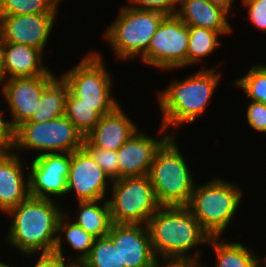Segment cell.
<instances>
[{"label":"cell","mask_w":266,"mask_h":267,"mask_svg":"<svg viewBox=\"0 0 266 267\" xmlns=\"http://www.w3.org/2000/svg\"><path fill=\"white\" fill-rule=\"evenodd\" d=\"M64 210L65 207L58 201L29 195L5 214L12 220L4 237V241L7 240L5 243L21 255L53 253L58 221Z\"/></svg>","instance_id":"1"},{"label":"cell","mask_w":266,"mask_h":267,"mask_svg":"<svg viewBox=\"0 0 266 267\" xmlns=\"http://www.w3.org/2000/svg\"><path fill=\"white\" fill-rule=\"evenodd\" d=\"M218 66L220 65L216 64L211 68L203 66L186 78L173 79L169 86L157 90L161 125L166 130L172 128L176 131L181 125L195 123L206 112L222 78V73L217 70Z\"/></svg>","instance_id":"2"},{"label":"cell","mask_w":266,"mask_h":267,"mask_svg":"<svg viewBox=\"0 0 266 267\" xmlns=\"http://www.w3.org/2000/svg\"><path fill=\"white\" fill-rule=\"evenodd\" d=\"M147 228L153 252L161 258L201 261L202 251L198 248L207 245L210 238L186 206H161L149 219Z\"/></svg>","instance_id":"3"},{"label":"cell","mask_w":266,"mask_h":267,"mask_svg":"<svg viewBox=\"0 0 266 267\" xmlns=\"http://www.w3.org/2000/svg\"><path fill=\"white\" fill-rule=\"evenodd\" d=\"M238 185L219 176L206 183L195 184L186 207L210 237H222L223 232L232 225L243 202L244 190Z\"/></svg>","instance_id":"4"},{"label":"cell","mask_w":266,"mask_h":267,"mask_svg":"<svg viewBox=\"0 0 266 267\" xmlns=\"http://www.w3.org/2000/svg\"><path fill=\"white\" fill-rule=\"evenodd\" d=\"M116 15L103 32V40L109 43L116 60L125 62L139 57L148 67V46L166 14L124 5Z\"/></svg>","instance_id":"5"},{"label":"cell","mask_w":266,"mask_h":267,"mask_svg":"<svg viewBox=\"0 0 266 267\" xmlns=\"http://www.w3.org/2000/svg\"><path fill=\"white\" fill-rule=\"evenodd\" d=\"M175 138L173 133L156 151L149 172L160 206H187L196 184L193 170Z\"/></svg>","instance_id":"6"},{"label":"cell","mask_w":266,"mask_h":267,"mask_svg":"<svg viewBox=\"0 0 266 267\" xmlns=\"http://www.w3.org/2000/svg\"><path fill=\"white\" fill-rule=\"evenodd\" d=\"M83 142V135L65 115L45 122H24L13 131V151L18 155L20 151H36L35 156L71 153L82 148Z\"/></svg>","instance_id":"7"},{"label":"cell","mask_w":266,"mask_h":267,"mask_svg":"<svg viewBox=\"0 0 266 267\" xmlns=\"http://www.w3.org/2000/svg\"><path fill=\"white\" fill-rule=\"evenodd\" d=\"M103 56L100 51L91 49L77 65L62 74L70 84V91L82 103L96 106L101 116L113 112L120 105L113 96V80Z\"/></svg>","instance_id":"8"},{"label":"cell","mask_w":266,"mask_h":267,"mask_svg":"<svg viewBox=\"0 0 266 267\" xmlns=\"http://www.w3.org/2000/svg\"><path fill=\"white\" fill-rule=\"evenodd\" d=\"M110 188L112 196H107V202L115 224L147 225L161 207L149 175L117 179L112 181Z\"/></svg>","instance_id":"9"},{"label":"cell","mask_w":266,"mask_h":267,"mask_svg":"<svg viewBox=\"0 0 266 267\" xmlns=\"http://www.w3.org/2000/svg\"><path fill=\"white\" fill-rule=\"evenodd\" d=\"M189 27L176 15H166L148 46V66L172 72L186 67Z\"/></svg>","instance_id":"10"},{"label":"cell","mask_w":266,"mask_h":267,"mask_svg":"<svg viewBox=\"0 0 266 267\" xmlns=\"http://www.w3.org/2000/svg\"><path fill=\"white\" fill-rule=\"evenodd\" d=\"M111 183L112 180L83 147L70 153L66 198L74 194L77 201L107 199Z\"/></svg>","instance_id":"11"},{"label":"cell","mask_w":266,"mask_h":267,"mask_svg":"<svg viewBox=\"0 0 266 267\" xmlns=\"http://www.w3.org/2000/svg\"><path fill=\"white\" fill-rule=\"evenodd\" d=\"M30 162V196L49 200L66 197L70 153L43 154Z\"/></svg>","instance_id":"12"},{"label":"cell","mask_w":266,"mask_h":267,"mask_svg":"<svg viewBox=\"0 0 266 267\" xmlns=\"http://www.w3.org/2000/svg\"><path fill=\"white\" fill-rule=\"evenodd\" d=\"M58 13L0 15L2 42L19 43L45 54Z\"/></svg>","instance_id":"13"},{"label":"cell","mask_w":266,"mask_h":267,"mask_svg":"<svg viewBox=\"0 0 266 267\" xmlns=\"http://www.w3.org/2000/svg\"><path fill=\"white\" fill-rule=\"evenodd\" d=\"M50 69L45 75L35 77H16L7 79L0 92L5 98L13 131L31 119L47 82L55 75Z\"/></svg>","instance_id":"14"},{"label":"cell","mask_w":266,"mask_h":267,"mask_svg":"<svg viewBox=\"0 0 266 267\" xmlns=\"http://www.w3.org/2000/svg\"><path fill=\"white\" fill-rule=\"evenodd\" d=\"M141 131V132H140ZM160 138L138 129L118 150L119 179L149 175L156 151L172 135L160 125Z\"/></svg>","instance_id":"15"},{"label":"cell","mask_w":266,"mask_h":267,"mask_svg":"<svg viewBox=\"0 0 266 267\" xmlns=\"http://www.w3.org/2000/svg\"><path fill=\"white\" fill-rule=\"evenodd\" d=\"M108 236L119 251L121 265L125 267H152L156 256L150 234L144 224L113 223Z\"/></svg>","instance_id":"16"},{"label":"cell","mask_w":266,"mask_h":267,"mask_svg":"<svg viewBox=\"0 0 266 267\" xmlns=\"http://www.w3.org/2000/svg\"><path fill=\"white\" fill-rule=\"evenodd\" d=\"M121 104L111 113L103 115L97 125L84 137L83 148H102L117 151L139 127Z\"/></svg>","instance_id":"17"},{"label":"cell","mask_w":266,"mask_h":267,"mask_svg":"<svg viewBox=\"0 0 266 267\" xmlns=\"http://www.w3.org/2000/svg\"><path fill=\"white\" fill-rule=\"evenodd\" d=\"M21 157L13 150L0 154V212L5 215L29 194V174Z\"/></svg>","instance_id":"18"},{"label":"cell","mask_w":266,"mask_h":267,"mask_svg":"<svg viewBox=\"0 0 266 267\" xmlns=\"http://www.w3.org/2000/svg\"><path fill=\"white\" fill-rule=\"evenodd\" d=\"M176 15L187 26H195L231 35L234 26L229 23V13L207 0H179Z\"/></svg>","instance_id":"19"},{"label":"cell","mask_w":266,"mask_h":267,"mask_svg":"<svg viewBox=\"0 0 266 267\" xmlns=\"http://www.w3.org/2000/svg\"><path fill=\"white\" fill-rule=\"evenodd\" d=\"M7 79L45 75L50 68L44 64V54L31 46L3 42Z\"/></svg>","instance_id":"20"},{"label":"cell","mask_w":266,"mask_h":267,"mask_svg":"<svg viewBox=\"0 0 266 267\" xmlns=\"http://www.w3.org/2000/svg\"><path fill=\"white\" fill-rule=\"evenodd\" d=\"M94 240L95 237L87 233L73 220L71 221L69 216L64 212L58 221L57 240L53 253L58 254L66 261L71 262L74 266L81 265L82 262L89 256ZM64 242L66 244H64ZM67 243V247L77 253V256H74L72 260L70 256L69 258L66 257V252L63 250Z\"/></svg>","instance_id":"21"},{"label":"cell","mask_w":266,"mask_h":267,"mask_svg":"<svg viewBox=\"0 0 266 267\" xmlns=\"http://www.w3.org/2000/svg\"><path fill=\"white\" fill-rule=\"evenodd\" d=\"M70 92V84L63 75H54L43 91L36 110L27 122H45L65 114V104Z\"/></svg>","instance_id":"22"},{"label":"cell","mask_w":266,"mask_h":267,"mask_svg":"<svg viewBox=\"0 0 266 267\" xmlns=\"http://www.w3.org/2000/svg\"><path fill=\"white\" fill-rule=\"evenodd\" d=\"M76 202V215L65 210L69 218L95 238L107 236L113 224L107 199Z\"/></svg>","instance_id":"23"},{"label":"cell","mask_w":266,"mask_h":267,"mask_svg":"<svg viewBox=\"0 0 266 267\" xmlns=\"http://www.w3.org/2000/svg\"><path fill=\"white\" fill-rule=\"evenodd\" d=\"M221 237H210L208 246L216 253L215 267H259V256L257 252L248 248L242 242L226 241ZM204 267H207L205 264Z\"/></svg>","instance_id":"24"},{"label":"cell","mask_w":266,"mask_h":267,"mask_svg":"<svg viewBox=\"0 0 266 267\" xmlns=\"http://www.w3.org/2000/svg\"><path fill=\"white\" fill-rule=\"evenodd\" d=\"M189 42L186 52V67L199 65L202 60L214 54L221 45V34L206 28L188 26Z\"/></svg>","instance_id":"25"},{"label":"cell","mask_w":266,"mask_h":267,"mask_svg":"<svg viewBox=\"0 0 266 267\" xmlns=\"http://www.w3.org/2000/svg\"><path fill=\"white\" fill-rule=\"evenodd\" d=\"M85 137L100 121L101 115L96 111V106L82 103L71 91L68 94L64 114Z\"/></svg>","instance_id":"26"},{"label":"cell","mask_w":266,"mask_h":267,"mask_svg":"<svg viewBox=\"0 0 266 267\" xmlns=\"http://www.w3.org/2000/svg\"><path fill=\"white\" fill-rule=\"evenodd\" d=\"M248 73L233 80L234 87L242 89L249 101H258L266 105V64L250 66Z\"/></svg>","instance_id":"27"},{"label":"cell","mask_w":266,"mask_h":267,"mask_svg":"<svg viewBox=\"0 0 266 267\" xmlns=\"http://www.w3.org/2000/svg\"><path fill=\"white\" fill-rule=\"evenodd\" d=\"M82 267H125L121 265L118 249L107 235L95 238L89 256L82 262Z\"/></svg>","instance_id":"28"},{"label":"cell","mask_w":266,"mask_h":267,"mask_svg":"<svg viewBox=\"0 0 266 267\" xmlns=\"http://www.w3.org/2000/svg\"><path fill=\"white\" fill-rule=\"evenodd\" d=\"M62 0H0V15L59 13Z\"/></svg>","instance_id":"29"},{"label":"cell","mask_w":266,"mask_h":267,"mask_svg":"<svg viewBox=\"0 0 266 267\" xmlns=\"http://www.w3.org/2000/svg\"><path fill=\"white\" fill-rule=\"evenodd\" d=\"M92 159L103 169L104 173L112 180L119 179V166L117 151L102 148H84Z\"/></svg>","instance_id":"30"},{"label":"cell","mask_w":266,"mask_h":267,"mask_svg":"<svg viewBox=\"0 0 266 267\" xmlns=\"http://www.w3.org/2000/svg\"><path fill=\"white\" fill-rule=\"evenodd\" d=\"M247 106L248 127L261 134H266V105L262 102L250 101Z\"/></svg>","instance_id":"31"},{"label":"cell","mask_w":266,"mask_h":267,"mask_svg":"<svg viewBox=\"0 0 266 267\" xmlns=\"http://www.w3.org/2000/svg\"><path fill=\"white\" fill-rule=\"evenodd\" d=\"M127 2L129 7L142 10H156L166 15L175 14L179 4V0H128Z\"/></svg>","instance_id":"32"},{"label":"cell","mask_w":266,"mask_h":267,"mask_svg":"<svg viewBox=\"0 0 266 267\" xmlns=\"http://www.w3.org/2000/svg\"><path fill=\"white\" fill-rule=\"evenodd\" d=\"M242 6L247 9V20L253 27L266 33V0H251Z\"/></svg>","instance_id":"33"},{"label":"cell","mask_w":266,"mask_h":267,"mask_svg":"<svg viewBox=\"0 0 266 267\" xmlns=\"http://www.w3.org/2000/svg\"><path fill=\"white\" fill-rule=\"evenodd\" d=\"M26 258L37 257L33 267H74V265L55 253L23 254ZM28 256V257H27ZM24 267V266H23ZM27 267V266H26Z\"/></svg>","instance_id":"34"},{"label":"cell","mask_w":266,"mask_h":267,"mask_svg":"<svg viewBox=\"0 0 266 267\" xmlns=\"http://www.w3.org/2000/svg\"><path fill=\"white\" fill-rule=\"evenodd\" d=\"M202 263L193 258L156 257L152 267H204Z\"/></svg>","instance_id":"35"},{"label":"cell","mask_w":266,"mask_h":267,"mask_svg":"<svg viewBox=\"0 0 266 267\" xmlns=\"http://www.w3.org/2000/svg\"><path fill=\"white\" fill-rule=\"evenodd\" d=\"M0 109V154L13 150V129Z\"/></svg>","instance_id":"36"},{"label":"cell","mask_w":266,"mask_h":267,"mask_svg":"<svg viewBox=\"0 0 266 267\" xmlns=\"http://www.w3.org/2000/svg\"><path fill=\"white\" fill-rule=\"evenodd\" d=\"M6 80H7V74L5 70V64H4L3 42L0 39V89L3 87Z\"/></svg>","instance_id":"37"},{"label":"cell","mask_w":266,"mask_h":267,"mask_svg":"<svg viewBox=\"0 0 266 267\" xmlns=\"http://www.w3.org/2000/svg\"><path fill=\"white\" fill-rule=\"evenodd\" d=\"M209 3L212 5L218 6L225 11H227L229 14L231 10L236 6L235 5V0H207ZM233 7V8H231Z\"/></svg>","instance_id":"38"},{"label":"cell","mask_w":266,"mask_h":267,"mask_svg":"<svg viewBox=\"0 0 266 267\" xmlns=\"http://www.w3.org/2000/svg\"><path fill=\"white\" fill-rule=\"evenodd\" d=\"M266 267V255H265V257H261V258H259V267Z\"/></svg>","instance_id":"39"},{"label":"cell","mask_w":266,"mask_h":267,"mask_svg":"<svg viewBox=\"0 0 266 267\" xmlns=\"http://www.w3.org/2000/svg\"><path fill=\"white\" fill-rule=\"evenodd\" d=\"M0 267H16V265L15 266L14 265L13 266L12 265L10 266L9 263L8 264L7 263H4V261L2 262L1 259H0Z\"/></svg>","instance_id":"40"},{"label":"cell","mask_w":266,"mask_h":267,"mask_svg":"<svg viewBox=\"0 0 266 267\" xmlns=\"http://www.w3.org/2000/svg\"><path fill=\"white\" fill-rule=\"evenodd\" d=\"M249 1H251V0H241V6L243 5V4H245V3H247V2H249Z\"/></svg>","instance_id":"41"}]
</instances>
